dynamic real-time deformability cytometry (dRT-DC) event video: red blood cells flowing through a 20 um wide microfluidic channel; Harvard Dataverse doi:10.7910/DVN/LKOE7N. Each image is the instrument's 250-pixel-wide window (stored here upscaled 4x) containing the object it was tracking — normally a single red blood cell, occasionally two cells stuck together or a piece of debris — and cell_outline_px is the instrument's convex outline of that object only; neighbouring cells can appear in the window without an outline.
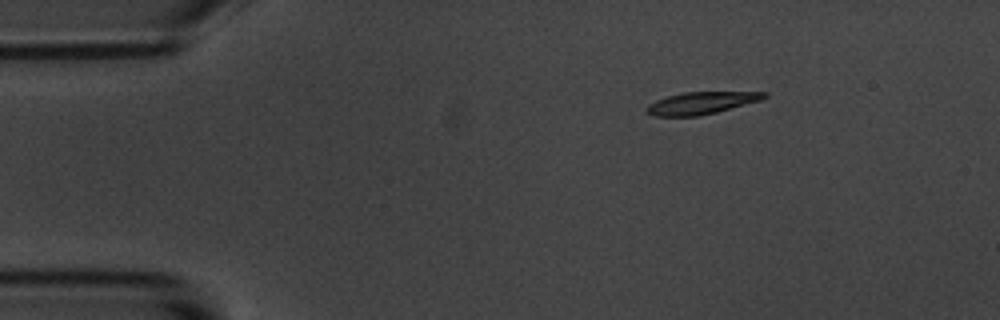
{"species": "common noctule bat (a hibernating species)", "species_latin": "Nyctalus noctula", "temperature_condition": "room temperature", "stored_images_in_passage": 4, "camera_frame_rate_fps": 3000, "um_per_image_px": 0.085, "animal": {"sex": "male", "body_mass_g": 20.1, "forearm_length_mm": 53.5}, "frame": {"image": 1, "passage_image": 2, "time_ms": 1.0, "image_size_px": [1000, 320], "cell_outline_px": [[768, 96], [760, 100], [716, 112], [696, 116], [656, 116], [644, 112], [644, 108], [648, 104], [656, 100], [668, 96], [684, 92], [768, 92]], "centroid_in_image_um": [59.56, 8.75], "position_along_channel_um": 25.4, "area_um2": 15.09}}